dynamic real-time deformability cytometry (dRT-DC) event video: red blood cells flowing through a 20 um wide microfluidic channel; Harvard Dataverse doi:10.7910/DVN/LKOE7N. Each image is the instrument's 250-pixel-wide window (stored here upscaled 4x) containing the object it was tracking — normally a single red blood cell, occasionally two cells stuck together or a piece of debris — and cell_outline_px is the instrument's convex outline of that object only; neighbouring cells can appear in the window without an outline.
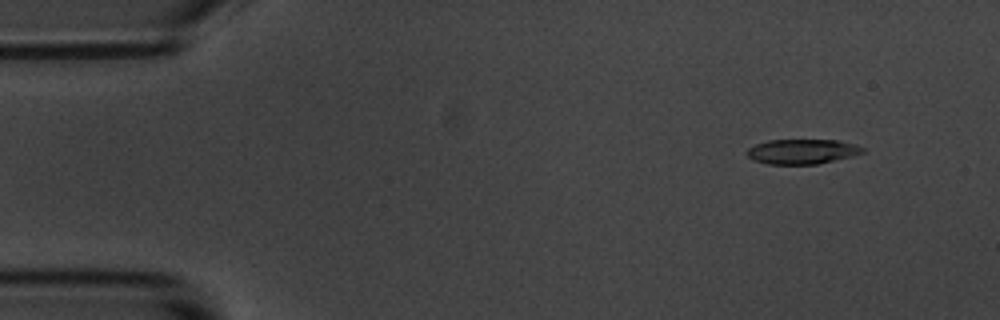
{"species": "common noctule bat (a hibernating species)", "species_latin": "Nyctalus noctula", "temperature_condition": "room temperature", "stored_images_in_passage": 5, "camera_frame_rate_fps": 3000, "um_per_image_px": 0.085, "animal": {"sex": "male", "body_mass_g": 20.1, "forearm_length_mm": 53.5}, "frame": {"image": 1, "passage_image": 1, "time_ms": 0.0, "image_size_px": [1000, 320], "cell_outline_px": [[864, 152], [852, 156], [816, 164], [768, 164], [752, 160], [744, 152], [748, 148], [756, 144], [768, 140], [836, 140], [856, 144], [864, 148]], "centroid_in_image_um": [68.15, 12.88], "position_along_channel_um": 16.9, "area_um2": 16.76}}
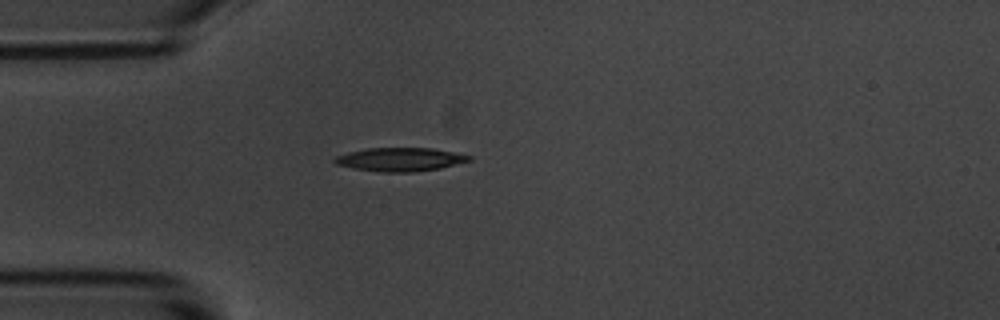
{"frame": {"image": 2, "passage_image": 4, "time_ms": 3.333, "image_size_px": [1000, 320], "cell_outline_px": [[472, 160], [440, 168], [412, 172], [380, 172], [352, 168], [336, 164], [332, 160], [336, 156], [348, 152], [368, 148], [432, 148], [472, 156]], "centroid_in_image_um": [33.99, 13.55], "position_along_channel_um": 51.0, "area_um2": 18.38}}